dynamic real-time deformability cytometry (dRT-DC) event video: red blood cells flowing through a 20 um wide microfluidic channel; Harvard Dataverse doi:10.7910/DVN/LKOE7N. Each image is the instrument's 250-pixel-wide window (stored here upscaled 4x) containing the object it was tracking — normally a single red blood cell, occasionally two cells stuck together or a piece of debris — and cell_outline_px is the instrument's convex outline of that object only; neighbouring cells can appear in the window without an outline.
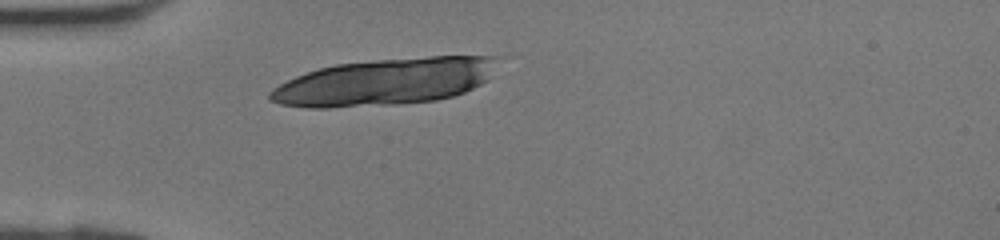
{"species": "human", "species_latin": "Homo sapiens", "temperature_condition": "room temperature", "stored_images_in_passage": 30, "camera_frame_rate_fps": 3000, "um_per_image_px": 0.085, "donor": {"sex": "female"}, "frame": {"image": 1, "passage_image": 1, "time_ms": 0.0, "image_size_px": [1000, 240], "cell_outline_px": [[512, 56], [488, 80], [464, 92], [452, 96], [436, 100], [396, 104], [328, 108], [308, 108], [280, 104], [272, 100], [268, 96], [268, 92], [272, 88], [296, 76], [320, 68], [336, 64], [376, 60], [428, 56]], "centroid_in_image_um": [32.87, 6.93], "position_along_channel_um": 52.1, "area_um2": 62.89}}